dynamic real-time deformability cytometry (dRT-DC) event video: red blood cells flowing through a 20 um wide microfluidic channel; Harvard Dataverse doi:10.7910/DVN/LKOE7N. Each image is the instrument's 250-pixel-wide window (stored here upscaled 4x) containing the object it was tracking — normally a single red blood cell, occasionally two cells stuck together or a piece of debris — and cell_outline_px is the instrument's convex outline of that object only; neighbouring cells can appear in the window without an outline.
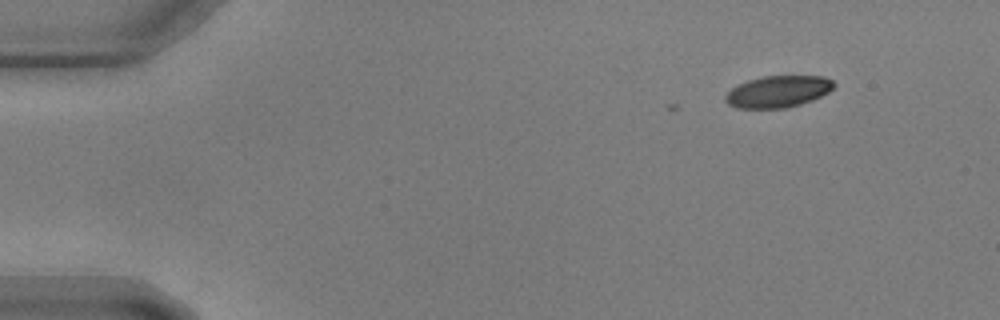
{"species": "common noctule bat (a hibernating species)", "species_latin": "Nyctalus noctula", "temperature_condition": "warm", "stored_images_in_passage": 3, "camera_frame_rate_fps": 3000, "um_per_image_px": 0.085, "animal": {"sex": "male", "body_mass_g": 17.9, "forearm_length_mm": 54.2}, "frame": {"image": 1, "passage_image": 1, "time_ms": 0.0, "image_size_px": [1000, 320], "cell_outline_px": [[836, 84], [828, 92], [812, 100], [800, 104], [784, 108], [736, 108], [728, 104], [724, 100], [724, 96], [732, 88], [748, 80], [764, 76], [824, 76], [832, 80]], "centroid_in_image_um": [66.12, 7.78], "position_along_channel_um": 18.9, "area_um2": 19.94}}